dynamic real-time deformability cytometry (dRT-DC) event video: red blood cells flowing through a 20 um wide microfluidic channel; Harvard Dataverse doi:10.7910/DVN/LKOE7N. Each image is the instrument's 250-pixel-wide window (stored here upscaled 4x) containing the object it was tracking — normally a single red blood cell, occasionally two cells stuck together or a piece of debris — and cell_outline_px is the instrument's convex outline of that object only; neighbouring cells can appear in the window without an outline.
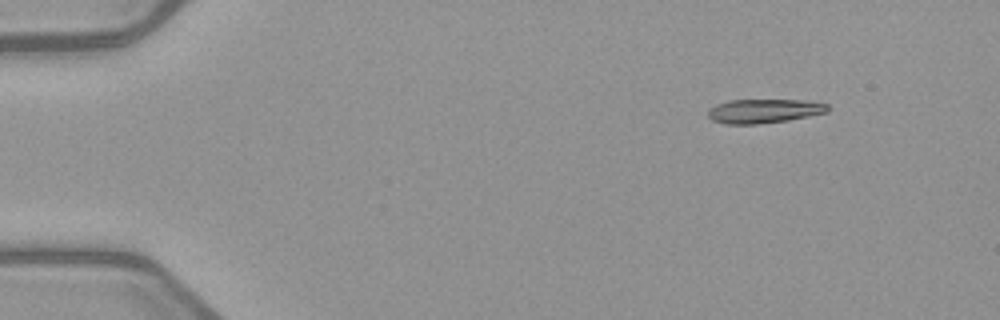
{"species": "common noctule bat (a hibernating species)", "species_latin": "Nyctalus noctula", "temperature_condition": "warm", "stored_images_in_passage": 5, "camera_frame_rate_fps": 3000, "um_per_image_px": 0.085, "animal": {"sex": "female", "body_mass_g": 21.9}, "frame": {"image": 1, "passage_image": 2, "time_ms": 2.0, "image_size_px": [1000, 320], "cell_outline_px": [[828, 112], [788, 120], [756, 124], [724, 124], [712, 120], [708, 116], [708, 108], [716, 104], [728, 100], [804, 100], [828, 104]], "centroid_in_image_um": [64.9, 9.43], "position_along_channel_um": 20.1, "area_um2": 16.82}}
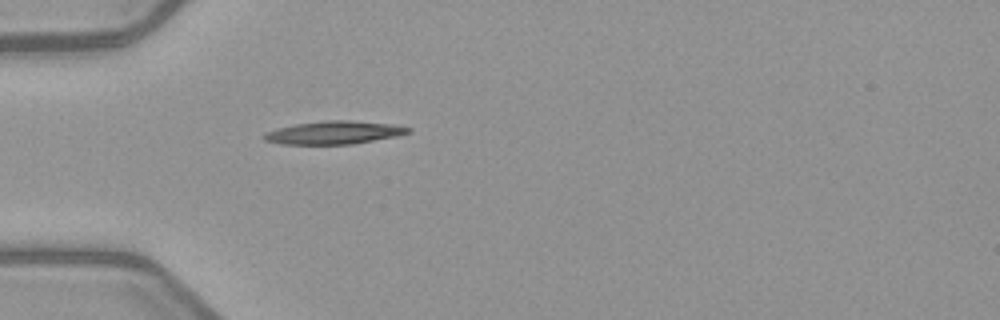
{"frame": {"image": 2, "passage_image": 5, "time_ms": 5.333, "image_size_px": [1000, 320], "cell_outline_px": [[412, 132], [396, 136], [352, 144], [280, 144], [264, 140], [264, 136], [268, 132], [276, 128], [296, 124], [324, 120], [348, 120], [392, 124], [412, 128]], "centroid_in_image_um": [28.42, 11.26], "position_along_channel_um": 56.6, "area_um2": 19.25}}